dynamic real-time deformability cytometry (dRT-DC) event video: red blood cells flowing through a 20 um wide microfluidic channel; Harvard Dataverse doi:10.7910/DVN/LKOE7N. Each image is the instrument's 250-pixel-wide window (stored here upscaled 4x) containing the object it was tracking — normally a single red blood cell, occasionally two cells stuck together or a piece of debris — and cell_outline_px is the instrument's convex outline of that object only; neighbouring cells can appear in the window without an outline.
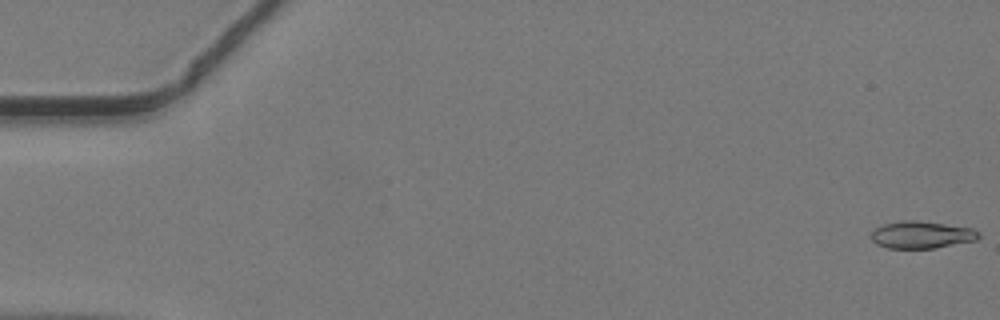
{"species": "common noctule bat (a hibernating species)", "species_latin": "Nyctalus noctula", "temperature_condition": "warm", "stored_images_in_passage": 19, "camera_frame_rate_fps": 3000, "um_per_image_px": 0.085, "animal": {"sex": "male", "body_mass_g": 19.2, "forearm_length_mm": 51.8}, "frame": {"image": 1, "passage_image": 1, "time_ms": 0.0, "image_size_px": [1000, 320], "cell_outline_px": [[980, 236], [976, 240], [936, 248], [888, 248], [876, 244], [872, 240], [872, 232], [876, 228], [884, 224], [904, 220], [916, 220], [972, 228], [980, 232]], "centroid_in_image_um": [78.35, 19.96], "position_along_channel_um": 6.7, "area_um2": 16.94}}
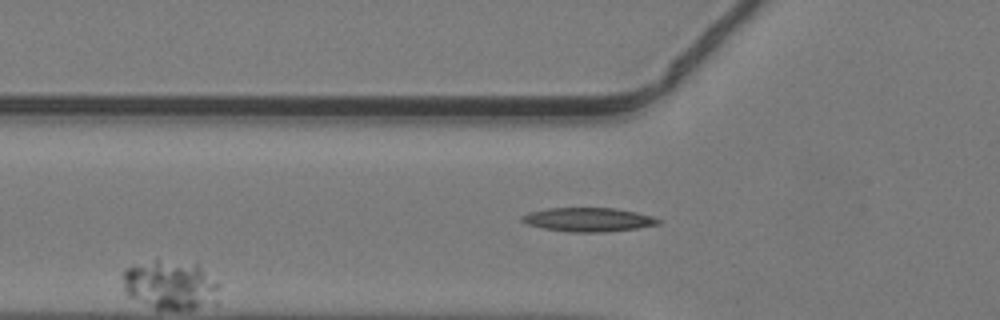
{"frame": {"image": 2, "passage_image": 17, "time_ms": 5.333, "image_size_px": [1000, 320], "cell_outline_px": [[660, 224], [636, 228], [600, 232], [572, 232], [544, 228], [528, 224], [520, 220], [520, 216], [528, 212], [548, 208], [616, 208], [636, 212], [652, 216], [660, 220]], "centroid_in_image_um": [49.98, 18.66], "position_along_channel_um": 75.8, "area_um2": 18.84}}